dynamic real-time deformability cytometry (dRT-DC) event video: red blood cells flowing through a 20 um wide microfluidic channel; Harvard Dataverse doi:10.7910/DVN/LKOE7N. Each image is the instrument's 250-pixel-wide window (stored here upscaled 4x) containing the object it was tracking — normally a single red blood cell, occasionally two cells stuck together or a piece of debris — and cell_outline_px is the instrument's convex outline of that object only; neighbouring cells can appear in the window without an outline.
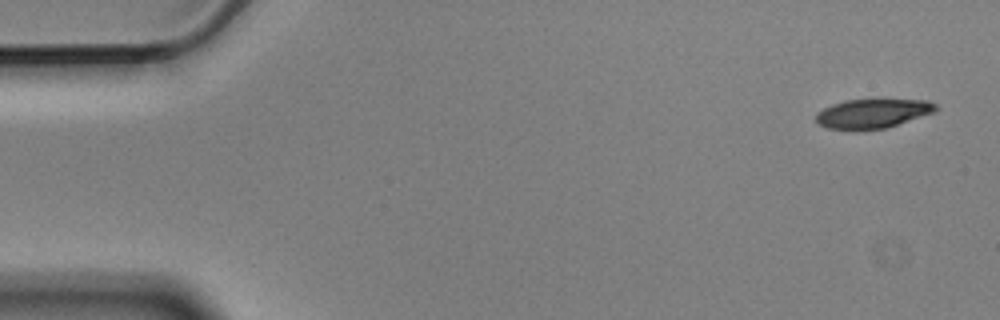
{"species": "Egyptian fruit bat (a non-hibernating species)", "species_latin": "Rousettus aegyptiacus", "temperature_condition": "cold", "stored_images_in_passage": 5, "camera_frame_rate_fps": 3000, "um_per_image_px": 0.085, "animal": {"sex": "male"}, "frame": {"image": 1, "passage_image": 1, "time_ms": 0.0, "image_size_px": [1000, 320], "cell_outline_px": [[940, 108], [936, 112], [888, 128], [824, 128], [816, 124], [816, 112], [832, 104], [844, 100], [928, 100], [936, 104]], "centroid_in_image_um": [74.21, 9.63], "position_along_channel_um": 10.8, "area_um2": 20.29}}
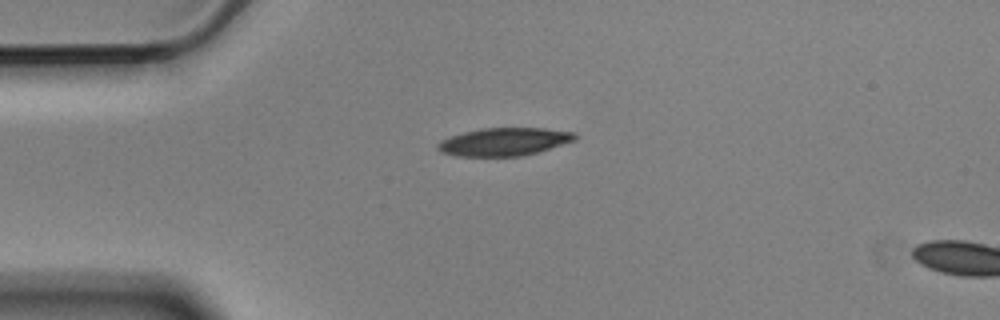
{"frame": {"image": 2, "passage_image": 4, "time_ms": 1.0, "image_size_px": [1000, 320], "cell_outline_px": [[576, 140], [524, 156], [456, 156], [444, 152], [436, 148], [436, 144], [440, 140], [464, 132], [480, 128], [544, 128], [576, 132]], "centroid_in_image_um": [42.86, 12.04], "position_along_channel_um": 42.1, "area_um2": 22.31}}